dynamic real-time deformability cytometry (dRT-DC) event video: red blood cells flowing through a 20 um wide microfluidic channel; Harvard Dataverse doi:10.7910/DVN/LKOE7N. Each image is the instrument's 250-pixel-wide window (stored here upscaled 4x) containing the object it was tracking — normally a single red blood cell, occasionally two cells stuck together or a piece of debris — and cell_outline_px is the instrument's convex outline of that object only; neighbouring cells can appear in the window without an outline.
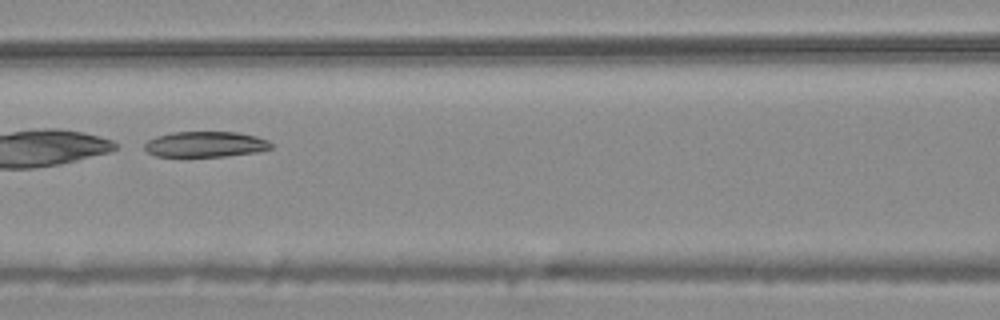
{"species": "common noctule bat (a hibernating species)", "species_latin": "Nyctalus noctula", "temperature_condition": "warm", "stored_images_in_passage": 5, "camera_frame_rate_fps": 3000, "um_per_image_px": 0.085, "animal": {"sex": "male", "body_mass_g": 20.4}, "frame": {"image": 1, "passage_image": 3, "time_ms": 0.667, "image_size_px": [1000, 320], "cell_outline_px": [[272, 148], [256, 152], [224, 156], [156, 156], [148, 152], [144, 148], [144, 144], [148, 140], [156, 136], [172, 132], [236, 132], [256, 136], [268, 140], [272, 144]], "centroid_in_image_um": [17.46, 12.26], "position_along_channel_um": 149.1, "area_um2": 18.79}}
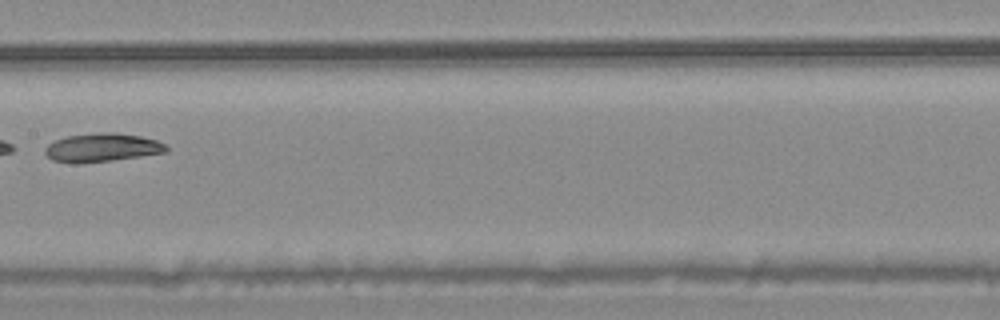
{"frame": {"image": 2, "passage_image": 4, "time_ms": 1.0, "image_size_px": [1000, 320], "cell_outline_px": [[168, 152], [112, 160], [76, 164], [52, 160], [44, 152], [44, 148], [48, 144], [56, 140], [68, 136], [104, 132], [116, 132], [140, 136], [156, 140], [164, 144], [168, 148]], "centroid_in_image_um": [8.67, 12.55], "position_along_channel_um": 198.7, "area_um2": 20.06}}
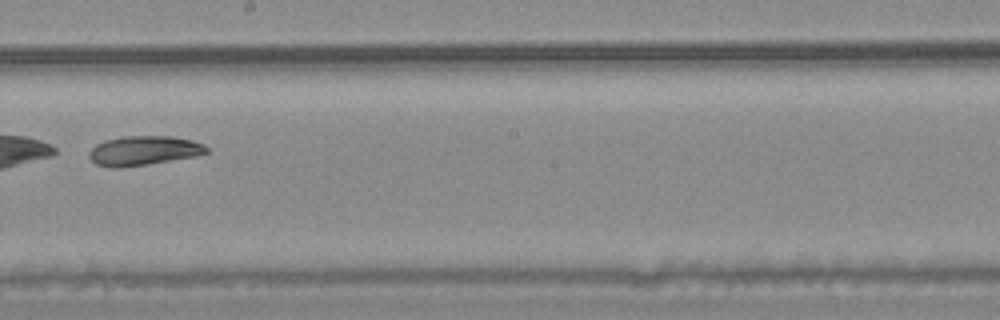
{"frame": {"image": 3, "passage_image": 5, "time_ms": 1.333, "image_size_px": [1000, 320], "cell_outline_px": [[208, 152], [196, 156], [148, 164], [120, 168], [112, 168], [96, 164], [88, 156], [88, 152], [96, 144], [104, 140], [124, 136], [172, 136], [192, 140], [204, 144], [208, 148]], "centroid_in_image_um": [12.2, 12.8], "position_along_channel_um": 236.0, "area_um2": 20.23}}